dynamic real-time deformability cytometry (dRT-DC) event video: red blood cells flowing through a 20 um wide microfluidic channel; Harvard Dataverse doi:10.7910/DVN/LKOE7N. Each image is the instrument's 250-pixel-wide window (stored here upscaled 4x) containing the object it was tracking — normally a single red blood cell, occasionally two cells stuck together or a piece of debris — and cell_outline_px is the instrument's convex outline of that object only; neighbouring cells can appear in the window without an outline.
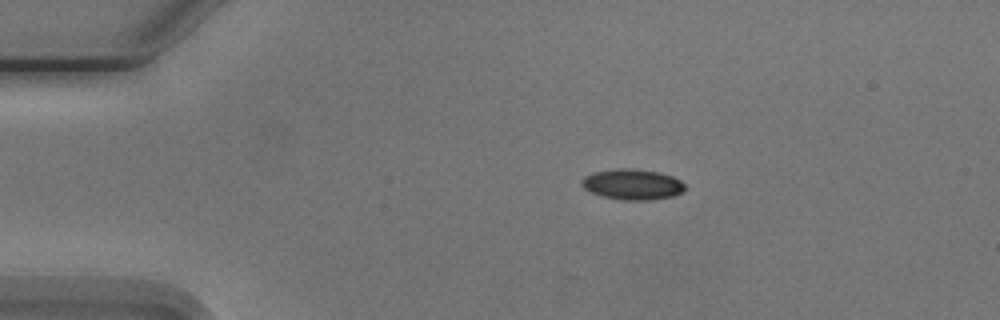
{"species": "Egyptian fruit bat (a non-hibernating species)", "species_latin": "Rousettus aegyptiacus", "temperature_condition": "cold", "stored_images_in_passage": 8, "camera_frame_rate_fps": 3000, "um_per_image_px": 0.085, "animal": {"sex": "male"}, "frame": {"image": 1, "passage_image": 1, "time_ms": 0.0, "image_size_px": [1000, 320], "cell_outline_px": [[684, 188], [680, 192], [672, 196], [644, 200], [624, 200], [604, 196], [592, 192], [584, 188], [580, 184], [580, 180], [584, 176], [592, 172], [616, 168], [632, 168], [660, 172], [672, 176], [680, 180], [684, 184]], "centroid_in_image_um": [53.71, 15.64], "position_along_channel_um": 31.3, "area_um2": 18.32}}
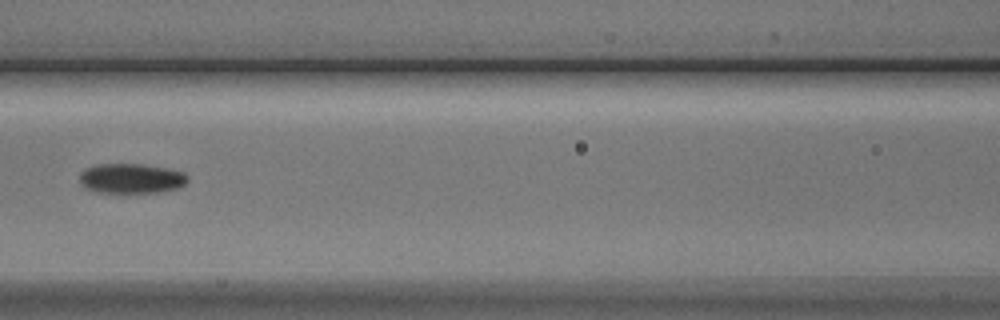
{"frame": {"image": 2, "passage_image": 5, "time_ms": 4.667, "image_size_px": [1000, 320], "cell_outline_px": [[188, 180], [180, 188], [164, 192], [92, 192], [84, 188], [80, 184], [80, 172], [84, 168], [96, 164], [140, 164], [168, 168], [184, 172], [188, 176]], "centroid_in_image_um": [11.14, 15.17], "position_along_channel_um": 155.5, "area_um2": 19.13}}
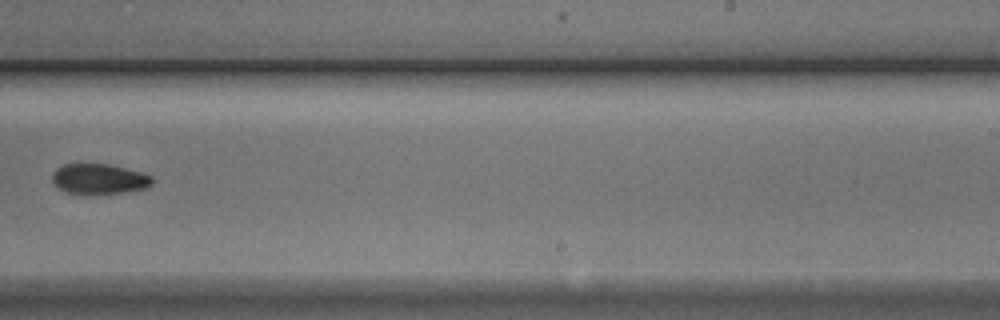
{"frame": {"image": 3, "passage_image": 8, "time_ms": 8.0, "image_size_px": [1000, 320], "cell_outline_px": [[152, 184], [144, 188], [128, 192], [92, 196], [64, 192], [56, 188], [52, 180], [52, 172], [56, 168], [64, 164], [108, 164], [140, 172], [152, 176]], "centroid_in_image_um": [8.36, 15.25], "position_along_channel_um": 280.6, "area_um2": 18.15}}